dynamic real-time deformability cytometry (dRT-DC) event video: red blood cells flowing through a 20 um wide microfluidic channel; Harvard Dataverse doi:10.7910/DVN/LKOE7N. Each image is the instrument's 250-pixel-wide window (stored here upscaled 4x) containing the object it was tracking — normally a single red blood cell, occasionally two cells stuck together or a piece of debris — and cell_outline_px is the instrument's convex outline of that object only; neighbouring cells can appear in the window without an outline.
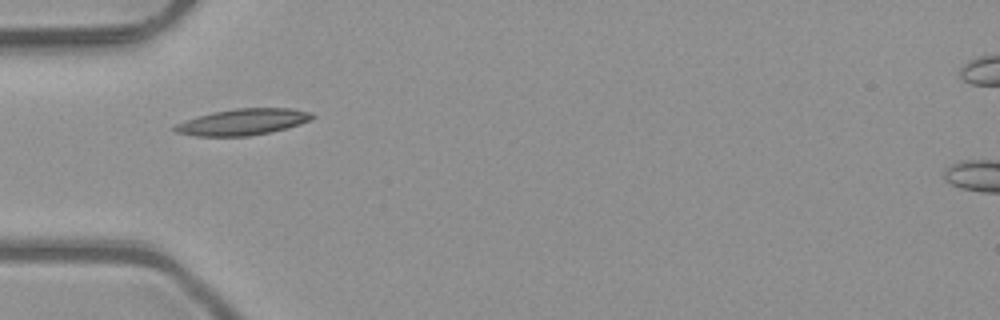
{"species": "common noctule bat (a hibernating species)", "species_latin": "Nyctalus noctula", "temperature_condition": "room temperature", "stored_images_in_passage": 5, "camera_frame_rate_fps": 3000, "um_per_image_px": 0.085, "animal": {"sex": "male", "body_mass_g": 23.1, "forearm_length_mm": 52.7}, "frame": {"image": 1, "passage_image": 2, "time_ms": 0.333, "image_size_px": [1000, 320], "cell_outline_px": [[316, 116], [312, 120], [300, 124], [268, 132], [248, 136], [196, 136], [176, 132], [172, 128], [176, 124], [212, 112], [236, 108], [292, 108], [312, 112]], "centroid_in_image_um": [20.69, 10.35], "position_along_channel_um": 64.3, "area_um2": 20.87}}
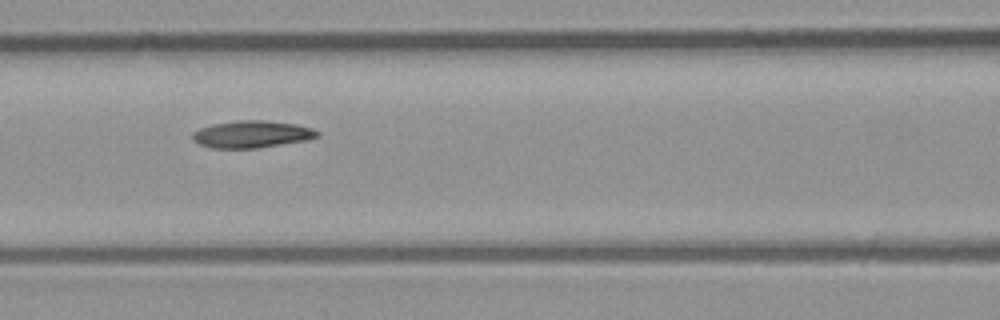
{"frame": {"image": 2, "passage_image": 4, "time_ms": 1.0, "image_size_px": [1000, 320], "cell_outline_px": [[320, 136], [308, 140], [256, 148], [212, 148], [200, 144], [192, 140], [192, 132], [200, 128], [212, 124], [236, 120], [264, 120], [296, 124], [312, 128], [320, 132]], "centroid_in_image_um": [21.41, 11.4], "position_along_channel_um": 145.2, "area_um2": 19.83}}
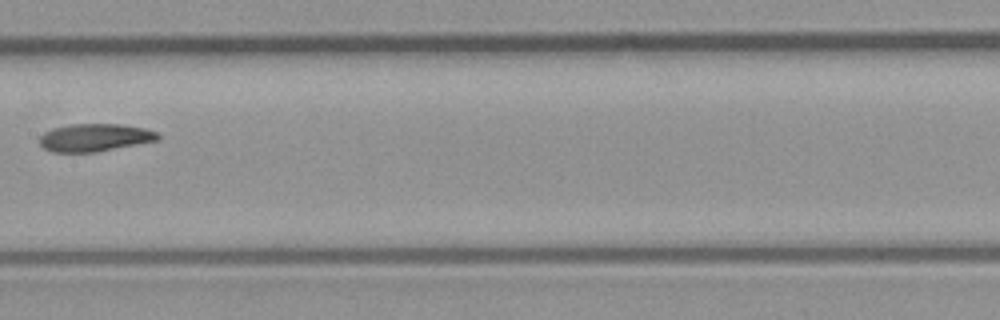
{"frame": {"image": 3, "passage_image": 5, "time_ms": 1.333, "image_size_px": [1000, 320], "cell_outline_px": [[160, 140], [96, 152], [52, 152], [44, 148], [40, 144], [40, 136], [44, 132], [52, 128], [72, 124], [120, 124], [144, 128], [156, 132], [160, 136]], "centroid_in_image_um": [8.06, 11.69], "position_along_channel_um": 199.3, "area_um2": 19.13}}